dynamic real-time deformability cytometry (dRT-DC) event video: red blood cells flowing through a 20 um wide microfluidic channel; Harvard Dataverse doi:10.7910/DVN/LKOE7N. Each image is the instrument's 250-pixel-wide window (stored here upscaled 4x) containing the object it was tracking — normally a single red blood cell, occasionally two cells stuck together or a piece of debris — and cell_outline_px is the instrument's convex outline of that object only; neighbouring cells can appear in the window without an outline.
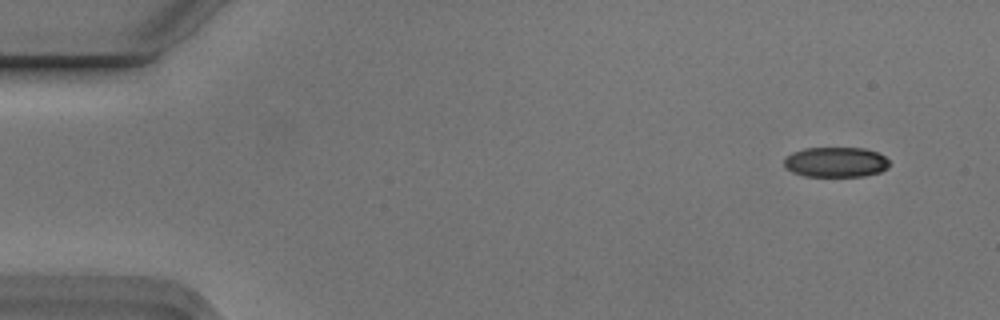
{"species": "Egyptian fruit bat (a non-hibernating species)", "species_latin": "Rousettus aegyptiacus", "temperature_condition": "cold", "stored_images_in_passage": 6, "camera_frame_rate_fps": 3000, "um_per_image_px": 0.085, "animal": {"sex": "male"}, "frame": {"image": 1, "passage_image": 1, "time_ms": 0.0, "image_size_px": [1000, 320], "cell_outline_px": [[888, 168], [880, 172], [864, 176], [804, 176], [792, 172], [784, 168], [784, 156], [792, 152], [804, 148], [864, 148], [876, 152], [884, 156], [888, 160]], "centroid_in_image_um": [70.99, 13.78], "position_along_channel_um": 14.0, "area_um2": 18.61}}
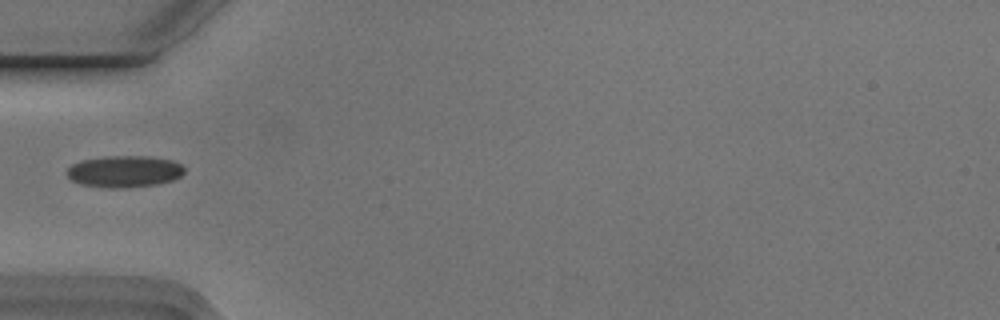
{"frame": {"image": 2, "passage_image": 5, "time_ms": 1.333, "image_size_px": [1000, 320], "cell_outline_px": [[184, 172], [180, 176], [172, 180], [156, 184], [128, 188], [108, 188], [80, 184], [72, 180], [64, 172], [72, 164], [84, 160], [112, 156], [148, 156], [172, 160], [180, 164], [184, 168]], "centroid_in_image_um": [10.56, 14.58], "position_along_channel_um": 74.4, "area_um2": 21.62}}